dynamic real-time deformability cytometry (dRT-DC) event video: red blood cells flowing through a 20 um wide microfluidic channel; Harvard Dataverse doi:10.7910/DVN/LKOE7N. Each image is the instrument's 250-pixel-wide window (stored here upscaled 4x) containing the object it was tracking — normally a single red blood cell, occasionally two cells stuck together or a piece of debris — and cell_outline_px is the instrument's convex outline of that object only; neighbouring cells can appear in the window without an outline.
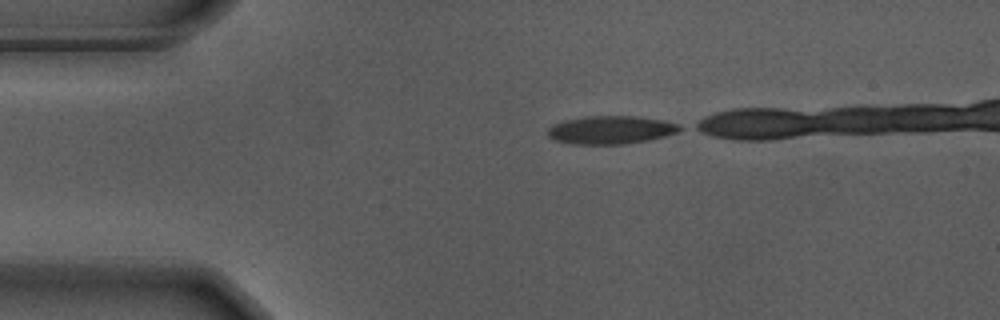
{"species": "Egyptian fruit bat (a non-hibernating species)", "species_latin": "Rousettus aegyptiacus", "temperature_condition": "warm", "stored_images_in_passage": 14, "camera_frame_rate_fps": 3000, "um_per_image_px": 0.085, "animal": {"sex": "male"}, "frame": {"image": 1, "passage_image": 1, "time_ms": 0.0, "image_size_px": [1000, 320], "cell_outline_px": [[684, 128], [676, 132], [664, 136], [648, 140], [624, 144], [572, 144], [556, 140], [548, 136], [548, 128], [552, 124], [564, 120], [588, 116], [636, 116], [664, 120], [680, 124]], "centroid_in_image_um": [51.93, 11.03], "position_along_channel_um": 33.1, "area_um2": 21.68}}
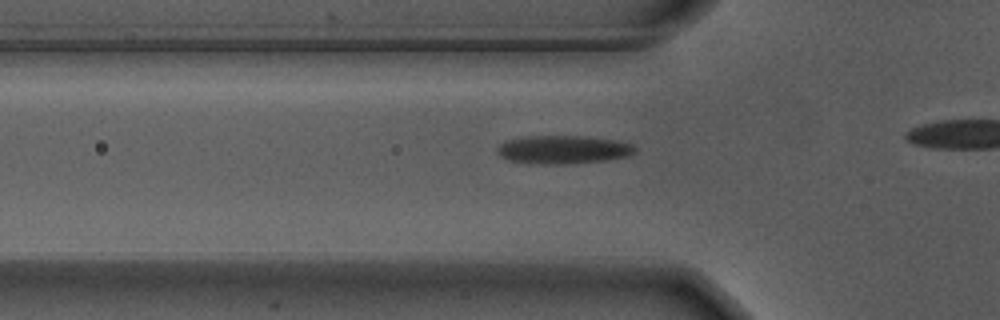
{"frame": {"image": 2, "passage_image": 8, "time_ms": 2.333, "image_size_px": [1000, 320], "cell_outline_px": [[636, 152], [628, 156], [604, 160], [564, 164], [532, 164], [508, 160], [500, 156], [496, 152], [496, 148], [504, 140], [520, 136], [580, 136], [616, 140], [632, 144], [636, 148]], "centroid_in_image_um": [47.8, 12.71], "position_along_channel_um": 78.0, "area_um2": 22.95}}
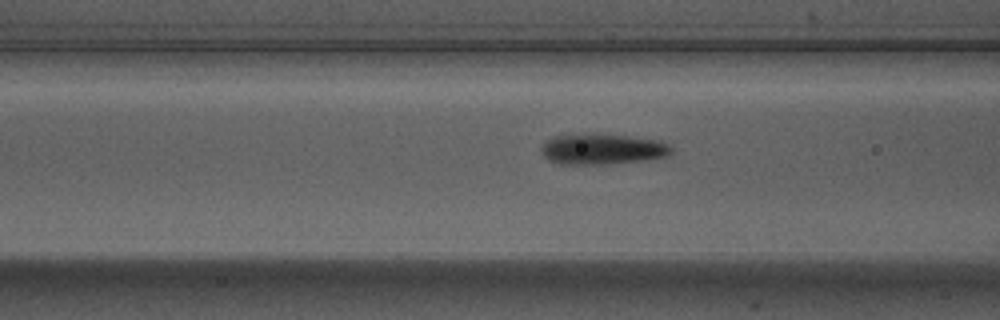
{"frame": {"image": 3, "passage_image": 11, "time_ms": 3.333, "image_size_px": [1000, 320], "cell_outline_px": [[672, 152], [668, 156], [652, 160], [608, 164], [556, 164], [548, 160], [540, 152], [540, 148], [552, 136], [628, 136], [660, 140], [668, 144], [672, 148]], "centroid_in_image_um": [51.26, 12.73], "position_along_channel_um": 115.3, "area_um2": 22.89}}